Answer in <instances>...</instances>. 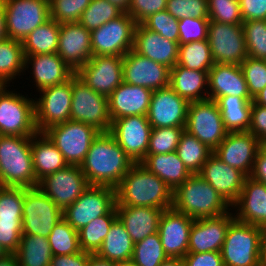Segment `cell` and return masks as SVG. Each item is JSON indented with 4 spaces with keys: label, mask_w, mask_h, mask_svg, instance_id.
I'll return each instance as SVG.
<instances>
[{
    "label": "cell",
    "mask_w": 266,
    "mask_h": 266,
    "mask_svg": "<svg viewBox=\"0 0 266 266\" xmlns=\"http://www.w3.org/2000/svg\"><path fill=\"white\" fill-rule=\"evenodd\" d=\"M122 13L120 9L107 0H91L78 22L91 31L117 18Z\"/></svg>",
    "instance_id": "cell-45"
},
{
    "label": "cell",
    "mask_w": 266,
    "mask_h": 266,
    "mask_svg": "<svg viewBox=\"0 0 266 266\" xmlns=\"http://www.w3.org/2000/svg\"><path fill=\"white\" fill-rule=\"evenodd\" d=\"M123 82L152 91L169 86L170 68L143 57L133 50L123 56Z\"/></svg>",
    "instance_id": "cell-21"
},
{
    "label": "cell",
    "mask_w": 266,
    "mask_h": 266,
    "mask_svg": "<svg viewBox=\"0 0 266 266\" xmlns=\"http://www.w3.org/2000/svg\"><path fill=\"white\" fill-rule=\"evenodd\" d=\"M0 266H18V261L15 254H6L0 259Z\"/></svg>",
    "instance_id": "cell-64"
},
{
    "label": "cell",
    "mask_w": 266,
    "mask_h": 266,
    "mask_svg": "<svg viewBox=\"0 0 266 266\" xmlns=\"http://www.w3.org/2000/svg\"><path fill=\"white\" fill-rule=\"evenodd\" d=\"M44 133L62 153L68 165L80 166L99 131L88 124L68 120L49 127Z\"/></svg>",
    "instance_id": "cell-8"
},
{
    "label": "cell",
    "mask_w": 266,
    "mask_h": 266,
    "mask_svg": "<svg viewBox=\"0 0 266 266\" xmlns=\"http://www.w3.org/2000/svg\"><path fill=\"white\" fill-rule=\"evenodd\" d=\"M24 187L0 186V220H22Z\"/></svg>",
    "instance_id": "cell-48"
},
{
    "label": "cell",
    "mask_w": 266,
    "mask_h": 266,
    "mask_svg": "<svg viewBox=\"0 0 266 266\" xmlns=\"http://www.w3.org/2000/svg\"><path fill=\"white\" fill-rule=\"evenodd\" d=\"M56 53L76 72L93 56L90 31L79 22L60 24Z\"/></svg>",
    "instance_id": "cell-23"
},
{
    "label": "cell",
    "mask_w": 266,
    "mask_h": 266,
    "mask_svg": "<svg viewBox=\"0 0 266 266\" xmlns=\"http://www.w3.org/2000/svg\"><path fill=\"white\" fill-rule=\"evenodd\" d=\"M70 120L88 124L99 132H110L112 125L108 97L91 89L76 74L72 76Z\"/></svg>",
    "instance_id": "cell-7"
},
{
    "label": "cell",
    "mask_w": 266,
    "mask_h": 266,
    "mask_svg": "<svg viewBox=\"0 0 266 266\" xmlns=\"http://www.w3.org/2000/svg\"><path fill=\"white\" fill-rule=\"evenodd\" d=\"M52 255H68L81 252L78 231L64 218L60 219L47 237Z\"/></svg>",
    "instance_id": "cell-43"
},
{
    "label": "cell",
    "mask_w": 266,
    "mask_h": 266,
    "mask_svg": "<svg viewBox=\"0 0 266 266\" xmlns=\"http://www.w3.org/2000/svg\"><path fill=\"white\" fill-rule=\"evenodd\" d=\"M116 266H133V265L129 262V263H116Z\"/></svg>",
    "instance_id": "cell-70"
},
{
    "label": "cell",
    "mask_w": 266,
    "mask_h": 266,
    "mask_svg": "<svg viewBox=\"0 0 266 266\" xmlns=\"http://www.w3.org/2000/svg\"><path fill=\"white\" fill-rule=\"evenodd\" d=\"M252 100L232 95L221 96L216 100L228 132L249 130Z\"/></svg>",
    "instance_id": "cell-36"
},
{
    "label": "cell",
    "mask_w": 266,
    "mask_h": 266,
    "mask_svg": "<svg viewBox=\"0 0 266 266\" xmlns=\"http://www.w3.org/2000/svg\"><path fill=\"white\" fill-rule=\"evenodd\" d=\"M91 253L81 251L68 255H53L50 266H87Z\"/></svg>",
    "instance_id": "cell-60"
},
{
    "label": "cell",
    "mask_w": 266,
    "mask_h": 266,
    "mask_svg": "<svg viewBox=\"0 0 266 266\" xmlns=\"http://www.w3.org/2000/svg\"><path fill=\"white\" fill-rule=\"evenodd\" d=\"M6 19L3 0H0V41L7 39Z\"/></svg>",
    "instance_id": "cell-63"
},
{
    "label": "cell",
    "mask_w": 266,
    "mask_h": 266,
    "mask_svg": "<svg viewBox=\"0 0 266 266\" xmlns=\"http://www.w3.org/2000/svg\"><path fill=\"white\" fill-rule=\"evenodd\" d=\"M116 205V189L106 186H89L79 198L63 210V218L80 230L89 222L106 215Z\"/></svg>",
    "instance_id": "cell-13"
},
{
    "label": "cell",
    "mask_w": 266,
    "mask_h": 266,
    "mask_svg": "<svg viewBox=\"0 0 266 266\" xmlns=\"http://www.w3.org/2000/svg\"><path fill=\"white\" fill-rule=\"evenodd\" d=\"M31 154L36 186L46 175L55 173L68 165L62 153L44 132H37L31 136Z\"/></svg>",
    "instance_id": "cell-32"
},
{
    "label": "cell",
    "mask_w": 266,
    "mask_h": 266,
    "mask_svg": "<svg viewBox=\"0 0 266 266\" xmlns=\"http://www.w3.org/2000/svg\"><path fill=\"white\" fill-rule=\"evenodd\" d=\"M34 100L35 124L38 132L70 120L72 101V77L64 83L38 91Z\"/></svg>",
    "instance_id": "cell-14"
},
{
    "label": "cell",
    "mask_w": 266,
    "mask_h": 266,
    "mask_svg": "<svg viewBox=\"0 0 266 266\" xmlns=\"http://www.w3.org/2000/svg\"><path fill=\"white\" fill-rule=\"evenodd\" d=\"M32 65L33 79L38 91L69 80L75 72L57 53L25 56V69Z\"/></svg>",
    "instance_id": "cell-30"
},
{
    "label": "cell",
    "mask_w": 266,
    "mask_h": 266,
    "mask_svg": "<svg viewBox=\"0 0 266 266\" xmlns=\"http://www.w3.org/2000/svg\"><path fill=\"white\" fill-rule=\"evenodd\" d=\"M263 145L249 131L228 132L213 154L248 177L252 172L255 157Z\"/></svg>",
    "instance_id": "cell-19"
},
{
    "label": "cell",
    "mask_w": 266,
    "mask_h": 266,
    "mask_svg": "<svg viewBox=\"0 0 266 266\" xmlns=\"http://www.w3.org/2000/svg\"><path fill=\"white\" fill-rule=\"evenodd\" d=\"M60 24L50 19L33 30L23 41L24 55L56 53L59 43Z\"/></svg>",
    "instance_id": "cell-38"
},
{
    "label": "cell",
    "mask_w": 266,
    "mask_h": 266,
    "mask_svg": "<svg viewBox=\"0 0 266 266\" xmlns=\"http://www.w3.org/2000/svg\"><path fill=\"white\" fill-rule=\"evenodd\" d=\"M182 259L183 266H224L220 252H188Z\"/></svg>",
    "instance_id": "cell-58"
},
{
    "label": "cell",
    "mask_w": 266,
    "mask_h": 266,
    "mask_svg": "<svg viewBox=\"0 0 266 266\" xmlns=\"http://www.w3.org/2000/svg\"><path fill=\"white\" fill-rule=\"evenodd\" d=\"M153 91L122 82L108 96L111 121L127 116H147Z\"/></svg>",
    "instance_id": "cell-27"
},
{
    "label": "cell",
    "mask_w": 266,
    "mask_h": 266,
    "mask_svg": "<svg viewBox=\"0 0 266 266\" xmlns=\"http://www.w3.org/2000/svg\"><path fill=\"white\" fill-rule=\"evenodd\" d=\"M117 218L126 228L134 243L158 232L163 209L144 206H115Z\"/></svg>",
    "instance_id": "cell-31"
},
{
    "label": "cell",
    "mask_w": 266,
    "mask_h": 266,
    "mask_svg": "<svg viewBox=\"0 0 266 266\" xmlns=\"http://www.w3.org/2000/svg\"><path fill=\"white\" fill-rule=\"evenodd\" d=\"M185 127L152 128L147 155L174 152Z\"/></svg>",
    "instance_id": "cell-46"
},
{
    "label": "cell",
    "mask_w": 266,
    "mask_h": 266,
    "mask_svg": "<svg viewBox=\"0 0 266 266\" xmlns=\"http://www.w3.org/2000/svg\"><path fill=\"white\" fill-rule=\"evenodd\" d=\"M132 50L143 57L172 69L178 61L179 43L148 30L142 24H137Z\"/></svg>",
    "instance_id": "cell-28"
},
{
    "label": "cell",
    "mask_w": 266,
    "mask_h": 266,
    "mask_svg": "<svg viewBox=\"0 0 266 266\" xmlns=\"http://www.w3.org/2000/svg\"><path fill=\"white\" fill-rule=\"evenodd\" d=\"M167 258L160 236L156 232L134 244L130 263L133 266H160Z\"/></svg>",
    "instance_id": "cell-44"
},
{
    "label": "cell",
    "mask_w": 266,
    "mask_h": 266,
    "mask_svg": "<svg viewBox=\"0 0 266 266\" xmlns=\"http://www.w3.org/2000/svg\"><path fill=\"white\" fill-rule=\"evenodd\" d=\"M123 57L93 55L75 74L91 89L106 97L123 82Z\"/></svg>",
    "instance_id": "cell-17"
},
{
    "label": "cell",
    "mask_w": 266,
    "mask_h": 266,
    "mask_svg": "<svg viewBox=\"0 0 266 266\" xmlns=\"http://www.w3.org/2000/svg\"><path fill=\"white\" fill-rule=\"evenodd\" d=\"M231 205L201 176L192 174L173 191L172 208L196 220L230 212Z\"/></svg>",
    "instance_id": "cell-3"
},
{
    "label": "cell",
    "mask_w": 266,
    "mask_h": 266,
    "mask_svg": "<svg viewBox=\"0 0 266 266\" xmlns=\"http://www.w3.org/2000/svg\"><path fill=\"white\" fill-rule=\"evenodd\" d=\"M262 264L266 266V226L262 227V244H261Z\"/></svg>",
    "instance_id": "cell-67"
},
{
    "label": "cell",
    "mask_w": 266,
    "mask_h": 266,
    "mask_svg": "<svg viewBox=\"0 0 266 266\" xmlns=\"http://www.w3.org/2000/svg\"><path fill=\"white\" fill-rule=\"evenodd\" d=\"M206 180L230 205L240 196L246 175L240 170L222 162L212 154L198 173Z\"/></svg>",
    "instance_id": "cell-25"
},
{
    "label": "cell",
    "mask_w": 266,
    "mask_h": 266,
    "mask_svg": "<svg viewBox=\"0 0 266 266\" xmlns=\"http://www.w3.org/2000/svg\"><path fill=\"white\" fill-rule=\"evenodd\" d=\"M134 244L126 228L117 218L110 226L96 254L116 263H129L132 259Z\"/></svg>",
    "instance_id": "cell-35"
},
{
    "label": "cell",
    "mask_w": 266,
    "mask_h": 266,
    "mask_svg": "<svg viewBox=\"0 0 266 266\" xmlns=\"http://www.w3.org/2000/svg\"><path fill=\"white\" fill-rule=\"evenodd\" d=\"M91 0H49L50 18L59 24L78 22Z\"/></svg>",
    "instance_id": "cell-49"
},
{
    "label": "cell",
    "mask_w": 266,
    "mask_h": 266,
    "mask_svg": "<svg viewBox=\"0 0 266 266\" xmlns=\"http://www.w3.org/2000/svg\"><path fill=\"white\" fill-rule=\"evenodd\" d=\"M16 255L18 266H50L52 250L46 237L22 234Z\"/></svg>",
    "instance_id": "cell-37"
},
{
    "label": "cell",
    "mask_w": 266,
    "mask_h": 266,
    "mask_svg": "<svg viewBox=\"0 0 266 266\" xmlns=\"http://www.w3.org/2000/svg\"><path fill=\"white\" fill-rule=\"evenodd\" d=\"M167 0H130L128 14L141 24L150 15L165 10Z\"/></svg>",
    "instance_id": "cell-56"
},
{
    "label": "cell",
    "mask_w": 266,
    "mask_h": 266,
    "mask_svg": "<svg viewBox=\"0 0 266 266\" xmlns=\"http://www.w3.org/2000/svg\"><path fill=\"white\" fill-rule=\"evenodd\" d=\"M240 66L249 94L253 98L266 87V59L247 57Z\"/></svg>",
    "instance_id": "cell-52"
},
{
    "label": "cell",
    "mask_w": 266,
    "mask_h": 266,
    "mask_svg": "<svg viewBox=\"0 0 266 266\" xmlns=\"http://www.w3.org/2000/svg\"><path fill=\"white\" fill-rule=\"evenodd\" d=\"M176 152L191 174H198L213 154V150L185 130L180 137Z\"/></svg>",
    "instance_id": "cell-41"
},
{
    "label": "cell",
    "mask_w": 266,
    "mask_h": 266,
    "mask_svg": "<svg viewBox=\"0 0 266 266\" xmlns=\"http://www.w3.org/2000/svg\"><path fill=\"white\" fill-rule=\"evenodd\" d=\"M234 219L233 213L228 212L216 217L194 220L190 230L188 252H220L228 227Z\"/></svg>",
    "instance_id": "cell-24"
},
{
    "label": "cell",
    "mask_w": 266,
    "mask_h": 266,
    "mask_svg": "<svg viewBox=\"0 0 266 266\" xmlns=\"http://www.w3.org/2000/svg\"><path fill=\"white\" fill-rule=\"evenodd\" d=\"M244 21L266 20V0H239Z\"/></svg>",
    "instance_id": "cell-59"
},
{
    "label": "cell",
    "mask_w": 266,
    "mask_h": 266,
    "mask_svg": "<svg viewBox=\"0 0 266 266\" xmlns=\"http://www.w3.org/2000/svg\"><path fill=\"white\" fill-rule=\"evenodd\" d=\"M0 86V135L31 137L35 124L34 99Z\"/></svg>",
    "instance_id": "cell-6"
},
{
    "label": "cell",
    "mask_w": 266,
    "mask_h": 266,
    "mask_svg": "<svg viewBox=\"0 0 266 266\" xmlns=\"http://www.w3.org/2000/svg\"><path fill=\"white\" fill-rule=\"evenodd\" d=\"M188 105L170 86L154 90L147 119L152 128L185 127Z\"/></svg>",
    "instance_id": "cell-20"
},
{
    "label": "cell",
    "mask_w": 266,
    "mask_h": 266,
    "mask_svg": "<svg viewBox=\"0 0 266 266\" xmlns=\"http://www.w3.org/2000/svg\"><path fill=\"white\" fill-rule=\"evenodd\" d=\"M136 26V21L128 13H122L91 30L92 55L123 57L133 49Z\"/></svg>",
    "instance_id": "cell-10"
},
{
    "label": "cell",
    "mask_w": 266,
    "mask_h": 266,
    "mask_svg": "<svg viewBox=\"0 0 266 266\" xmlns=\"http://www.w3.org/2000/svg\"><path fill=\"white\" fill-rule=\"evenodd\" d=\"M262 228L234 219L221 248L224 266H263Z\"/></svg>",
    "instance_id": "cell-5"
},
{
    "label": "cell",
    "mask_w": 266,
    "mask_h": 266,
    "mask_svg": "<svg viewBox=\"0 0 266 266\" xmlns=\"http://www.w3.org/2000/svg\"><path fill=\"white\" fill-rule=\"evenodd\" d=\"M166 10L178 20L186 17L208 18L207 0H167Z\"/></svg>",
    "instance_id": "cell-54"
},
{
    "label": "cell",
    "mask_w": 266,
    "mask_h": 266,
    "mask_svg": "<svg viewBox=\"0 0 266 266\" xmlns=\"http://www.w3.org/2000/svg\"><path fill=\"white\" fill-rule=\"evenodd\" d=\"M22 41L10 38L0 41V86L9 84L25 71Z\"/></svg>",
    "instance_id": "cell-39"
},
{
    "label": "cell",
    "mask_w": 266,
    "mask_h": 266,
    "mask_svg": "<svg viewBox=\"0 0 266 266\" xmlns=\"http://www.w3.org/2000/svg\"><path fill=\"white\" fill-rule=\"evenodd\" d=\"M214 64L208 40L192 41L179 45L176 65L190 70L209 71Z\"/></svg>",
    "instance_id": "cell-42"
},
{
    "label": "cell",
    "mask_w": 266,
    "mask_h": 266,
    "mask_svg": "<svg viewBox=\"0 0 266 266\" xmlns=\"http://www.w3.org/2000/svg\"><path fill=\"white\" fill-rule=\"evenodd\" d=\"M141 24L148 30L179 43L178 19L172 16L166 9L150 15Z\"/></svg>",
    "instance_id": "cell-51"
},
{
    "label": "cell",
    "mask_w": 266,
    "mask_h": 266,
    "mask_svg": "<svg viewBox=\"0 0 266 266\" xmlns=\"http://www.w3.org/2000/svg\"><path fill=\"white\" fill-rule=\"evenodd\" d=\"M0 186H36L31 137L0 135Z\"/></svg>",
    "instance_id": "cell-4"
},
{
    "label": "cell",
    "mask_w": 266,
    "mask_h": 266,
    "mask_svg": "<svg viewBox=\"0 0 266 266\" xmlns=\"http://www.w3.org/2000/svg\"><path fill=\"white\" fill-rule=\"evenodd\" d=\"M194 219L173 208L164 210L158 226L163 250L168 257L183 258L188 253L190 230Z\"/></svg>",
    "instance_id": "cell-22"
},
{
    "label": "cell",
    "mask_w": 266,
    "mask_h": 266,
    "mask_svg": "<svg viewBox=\"0 0 266 266\" xmlns=\"http://www.w3.org/2000/svg\"><path fill=\"white\" fill-rule=\"evenodd\" d=\"M63 211L38 187L24 188L22 234L48 237Z\"/></svg>",
    "instance_id": "cell-9"
},
{
    "label": "cell",
    "mask_w": 266,
    "mask_h": 266,
    "mask_svg": "<svg viewBox=\"0 0 266 266\" xmlns=\"http://www.w3.org/2000/svg\"><path fill=\"white\" fill-rule=\"evenodd\" d=\"M179 45L208 38L209 18L186 17L178 20Z\"/></svg>",
    "instance_id": "cell-53"
},
{
    "label": "cell",
    "mask_w": 266,
    "mask_h": 266,
    "mask_svg": "<svg viewBox=\"0 0 266 266\" xmlns=\"http://www.w3.org/2000/svg\"><path fill=\"white\" fill-rule=\"evenodd\" d=\"M169 86L188 102L208 99V71L176 65L170 69Z\"/></svg>",
    "instance_id": "cell-33"
},
{
    "label": "cell",
    "mask_w": 266,
    "mask_h": 266,
    "mask_svg": "<svg viewBox=\"0 0 266 266\" xmlns=\"http://www.w3.org/2000/svg\"><path fill=\"white\" fill-rule=\"evenodd\" d=\"M117 219L114 206L106 215L95 218L78 230L80 248L84 252L96 254L109 232L110 226Z\"/></svg>",
    "instance_id": "cell-40"
},
{
    "label": "cell",
    "mask_w": 266,
    "mask_h": 266,
    "mask_svg": "<svg viewBox=\"0 0 266 266\" xmlns=\"http://www.w3.org/2000/svg\"><path fill=\"white\" fill-rule=\"evenodd\" d=\"M231 207L236 211L235 219L261 228L266 226V184L246 177L241 194Z\"/></svg>",
    "instance_id": "cell-26"
},
{
    "label": "cell",
    "mask_w": 266,
    "mask_h": 266,
    "mask_svg": "<svg viewBox=\"0 0 266 266\" xmlns=\"http://www.w3.org/2000/svg\"><path fill=\"white\" fill-rule=\"evenodd\" d=\"M185 131L214 151L228 133L217 102L209 98L189 102Z\"/></svg>",
    "instance_id": "cell-11"
},
{
    "label": "cell",
    "mask_w": 266,
    "mask_h": 266,
    "mask_svg": "<svg viewBox=\"0 0 266 266\" xmlns=\"http://www.w3.org/2000/svg\"><path fill=\"white\" fill-rule=\"evenodd\" d=\"M173 191L158 176L135 163L116 188L115 206L172 208Z\"/></svg>",
    "instance_id": "cell-2"
},
{
    "label": "cell",
    "mask_w": 266,
    "mask_h": 266,
    "mask_svg": "<svg viewBox=\"0 0 266 266\" xmlns=\"http://www.w3.org/2000/svg\"><path fill=\"white\" fill-rule=\"evenodd\" d=\"M160 266H183V259L168 257Z\"/></svg>",
    "instance_id": "cell-68"
},
{
    "label": "cell",
    "mask_w": 266,
    "mask_h": 266,
    "mask_svg": "<svg viewBox=\"0 0 266 266\" xmlns=\"http://www.w3.org/2000/svg\"><path fill=\"white\" fill-rule=\"evenodd\" d=\"M207 40L214 63L240 65L248 57L242 25L210 21Z\"/></svg>",
    "instance_id": "cell-15"
},
{
    "label": "cell",
    "mask_w": 266,
    "mask_h": 266,
    "mask_svg": "<svg viewBox=\"0 0 266 266\" xmlns=\"http://www.w3.org/2000/svg\"><path fill=\"white\" fill-rule=\"evenodd\" d=\"M263 144L266 142V107L252 102L250 128L248 130Z\"/></svg>",
    "instance_id": "cell-57"
},
{
    "label": "cell",
    "mask_w": 266,
    "mask_h": 266,
    "mask_svg": "<svg viewBox=\"0 0 266 266\" xmlns=\"http://www.w3.org/2000/svg\"><path fill=\"white\" fill-rule=\"evenodd\" d=\"M87 266H116V262L101 258L97 254H90Z\"/></svg>",
    "instance_id": "cell-62"
},
{
    "label": "cell",
    "mask_w": 266,
    "mask_h": 266,
    "mask_svg": "<svg viewBox=\"0 0 266 266\" xmlns=\"http://www.w3.org/2000/svg\"><path fill=\"white\" fill-rule=\"evenodd\" d=\"M22 220H0V246L7 254H14L20 244Z\"/></svg>",
    "instance_id": "cell-55"
},
{
    "label": "cell",
    "mask_w": 266,
    "mask_h": 266,
    "mask_svg": "<svg viewBox=\"0 0 266 266\" xmlns=\"http://www.w3.org/2000/svg\"><path fill=\"white\" fill-rule=\"evenodd\" d=\"M208 90V98L215 101L227 95L253 99L240 65L215 63L208 71Z\"/></svg>",
    "instance_id": "cell-29"
},
{
    "label": "cell",
    "mask_w": 266,
    "mask_h": 266,
    "mask_svg": "<svg viewBox=\"0 0 266 266\" xmlns=\"http://www.w3.org/2000/svg\"><path fill=\"white\" fill-rule=\"evenodd\" d=\"M252 102L266 107V87L253 97Z\"/></svg>",
    "instance_id": "cell-66"
},
{
    "label": "cell",
    "mask_w": 266,
    "mask_h": 266,
    "mask_svg": "<svg viewBox=\"0 0 266 266\" xmlns=\"http://www.w3.org/2000/svg\"><path fill=\"white\" fill-rule=\"evenodd\" d=\"M250 177L266 184V146H262L255 157Z\"/></svg>",
    "instance_id": "cell-61"
},
{
    "label": "cell",
    "mask_w": 266,
    "mask_h": 266,
    "mask_svg": "<svg viewBox=\"0 0 266 266\" xmlns=\"http://www.w3.org/2000/svg\"><path fill=\"white\" fill-rule=\"evenodd\" d=\"M134 164L110 132H99L80 167L89 185L116 189Z\"/></svg>",
    "instance_id": "cell-1"
},
{
    "label": "cell",
    "mask_w": 266,
    "mask_h": 266,
    "mask_svg": "<svg viewBox=\"0 0 266 266\" xmlns=\"http://www.w3.org/2000/svg\"><path fill=\"white\" fill-rule=\"evenodd\" d=\"M107 1H109L111 4L115 5L123 13H128L130 0H107Z\"/></svg>",
    "instance_id": "cell-65"
},
{
    "label": "cell",
    "mask_w": 266,
    "mask_h": 266,
    "mask_svg": "<svg viewBox=\"0 0 266 266\" xmlns=\"http://www.w3.org/2000/svg\"><path fill=\"white\" fill-rule=\"evenodd\" d=\"M248 57L266 59V20L242 23Z\"/></svg>",
    "instance_id": "cell-47"
},
{
    "label": "cell",
    "mask_w": 266,
    "mask_h": 266,
    "mask_svg": "<svg viewBox=\"0 0 266 266\" xmlns=\"http://www.w3.org/2000/svg\"><path fill=\"white\" fill-rule=\"evenodd\" d=\"M7 36L23 41L38 26L50 20L49 0H3Z\"/></svg>",
    "instance_id": "cell-12"
},
{
    "label": "cell",
    "mask_w": 266,
    "mask_h": 266,
    "mask_svg": "<svg viewBox=\"0 0 266 266\" xmlns=\"http://www.w3.org/2000/svg\"><path fill=\"white\" fill-rule=\"evenodd\" d=\"M152 126L147 116H127L112 121L110 133L134 163H140L148 151Z\"/></svg>",
    "instance_id": "cell-18"
},
{
    "label": "cell",
    "mask_w": 266,
    "mask_h": 266,
    "mask_svg": "<svg viewBox=\"0 0 266 266\" xmlns=\"http://www.w3.org/2000/svg\"><path fill=\"white\" fill-rule=\"evenodd\" d=\"M140 164L158 176L172 191L192 175L176 151L167 154L146 155Z\"/></svg>",
    "instance_id": "cell-34"
},
{
    "label": "cell",
    "mask_w": 266,
    "mask_h": 266,
    "mask_svg": "<svg viewBox=\"0 0 266 266\" xmlns=\"http://www.w3.org/2000/svg\"><path fill=\"white\" fill-rule=\"evenodd\" d=\"M6 251L0 246V259L6 255Z\"/></svg>",
    "instance_id": "cell-69"
},
{
    "label": "cell",
    "mask_w": 266,
    "mask_h": 266,
    "mask_svg": "<svg viewBox=\"0 0 266 266\" xmlns=\"http://www.w3.org/2000/svg\"><path fill=\"white\" fill-rule=\"evenodd\" d=\"M89 186L81 167L75 165H67L46 175L38 183V187L62 211L73 204Z\"/></svg>",
    "instance_id": "cell-16"
},
{
    "label": "cell",
    "mask_w": 266,
    "mask_h": 266,
    "mask_svg": "<svg viewBox=\"0 0 266 266\" xmlns=\"http://www.w3.org/2000/svg\"><path fill=\"white\" fill-rule=\"evenodd\" d=\"M207 4L210 21L242 25L239 0H207Z\"/></svg>",
    "instance_id": "cell-50"
}]
</instances>
